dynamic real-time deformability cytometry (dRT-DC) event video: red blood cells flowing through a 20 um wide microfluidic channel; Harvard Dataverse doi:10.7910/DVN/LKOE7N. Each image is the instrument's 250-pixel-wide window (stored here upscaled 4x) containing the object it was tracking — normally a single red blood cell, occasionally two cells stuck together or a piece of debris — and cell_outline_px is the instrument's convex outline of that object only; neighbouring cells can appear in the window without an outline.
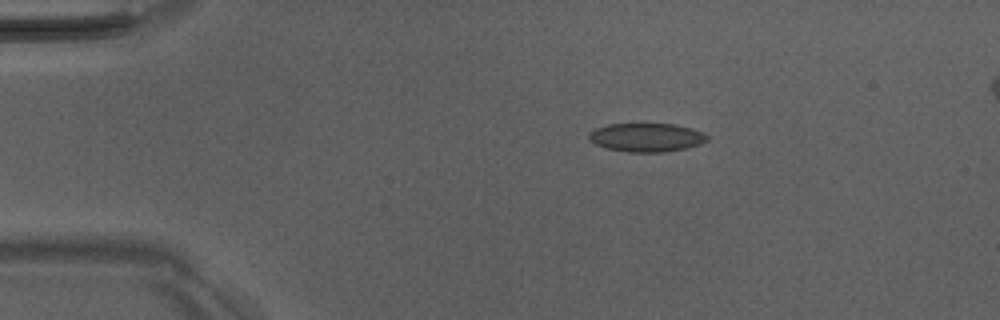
{"species": "Egyptian fruit bat (a non-hibernating species)", "species_latin": "Rousettus aegyptiacus", "temperature_condition": "room temperature", "stored_images_in_passage": 3, "camera_frame_rate_fps": 3000, "um_per_image_px": 0.085, "animal": {"sex": "male"}, "frame": {"image": 1, "passage_image": 1, "time_ms": 0.0, "image_size_px": [1000, 320], "cell_outline_px": [[708, 140], [700, 144], [688, 148], [664, 152], [628, 152], [608, 148], [596, 144], [588, 140], [588, 132], [596, 128], [608, 124], [676, 124], [692, 128], [704, 132], [708, 136]], "centroid_in_image_um": [54.97, 11.68], "position_along_channel_um": 30.0, "area_um2": 19.88}}